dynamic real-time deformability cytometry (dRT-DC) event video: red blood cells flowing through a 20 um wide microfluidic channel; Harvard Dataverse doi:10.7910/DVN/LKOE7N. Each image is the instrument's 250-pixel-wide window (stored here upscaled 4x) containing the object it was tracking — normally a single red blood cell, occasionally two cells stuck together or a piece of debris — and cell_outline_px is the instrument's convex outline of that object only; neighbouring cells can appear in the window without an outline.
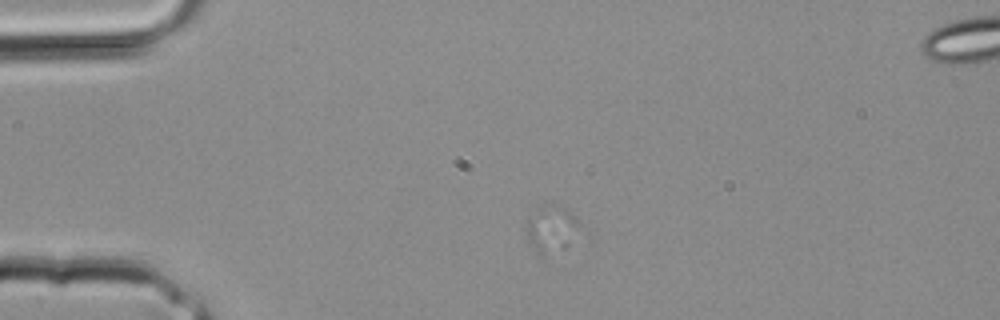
{"species": "common noctule bat (a hibernating species)", "species_latin": "Nyctalus noctula", "temperature_condition": "room temperature", "stored_images_in_passage": 2, "camera_frame_rate_fps": 3000, "um_per_image_px": 0.085, "animal": {"sex": "male", "body_mass_g": 20.4}, "frame": {"image": 1, "passage_image": 1, "time_ms": 0.0, "image_size_px": [1000, 320], "cell_outline_px": [[580, 220], [552, 248], [540, 256], [536, 252], [528, 240], [528, 216], [544, 200], [564, 208], [576, 216]], "centroid_in_image_um": [46.66, 19.22], "position_along_channel_um": 38.3, "area_um2": 12.54}}